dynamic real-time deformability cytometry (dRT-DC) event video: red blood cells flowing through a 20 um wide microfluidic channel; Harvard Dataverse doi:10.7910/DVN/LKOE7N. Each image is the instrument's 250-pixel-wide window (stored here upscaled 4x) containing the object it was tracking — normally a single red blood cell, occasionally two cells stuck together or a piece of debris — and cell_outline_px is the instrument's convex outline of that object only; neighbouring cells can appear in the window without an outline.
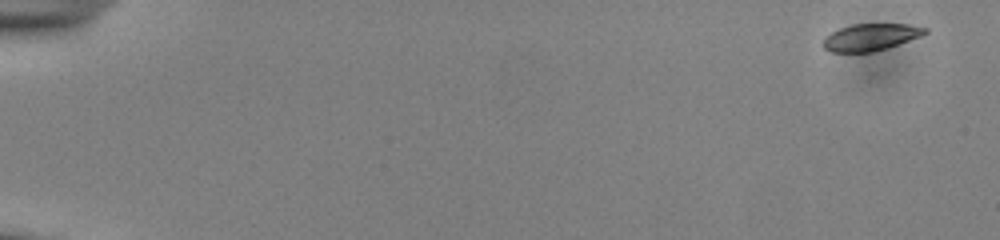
{"species": "common noctule bat (a hibernating species)", "species_latin": "Nyctalus noctula", "temperature_condition": "cold", "stored_images_in_passage": 54, "camera_frame_rate_fps": 3000, "um_per_image_px": 0.085, "animal": {"sex": "male", "body_mass_g": 13.0, "forearm_length_mm": 53.1}, "frame": {"image": 1, "passage_image": 1, "time_ms": 0.0, "image_size_px": [1000, 240], "cell_outline_px": [[928, 32], [920, 36], [872, 52], [832, 52], [824, 48], [820, 44], [832, 32], [840, 28], [852, 24], [908, 24], [928, 28]], "centroid_in_image_um": [73.98, 3.15], "position_along_channel_um": 11.0, "area_um2": 15.72}}
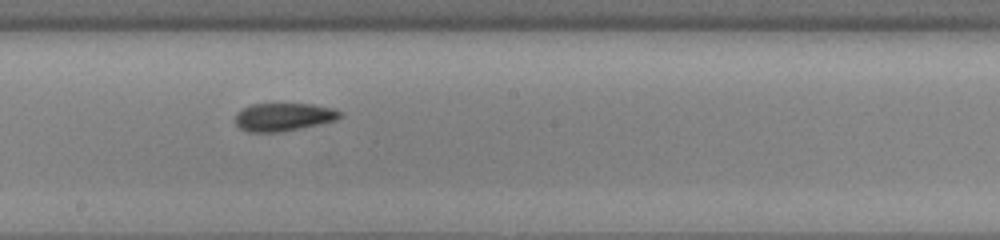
{"frame": {"image": 2, "passage_image": 31, "time_ms": 10.0, "image_size_px": [1000, 240], "cell_outline_px": [[344, 116], [336, 120], [320, 124], [280, 132], [248, 132], [240, 128], [236, 124], [236, 112], [252, 104], [312, 104], [332, 108], [344, 112]], "centroid_in_image_um": [24.14, 9.94], "position_along_channel_um": 224.1, "area_um2": 17.17}}
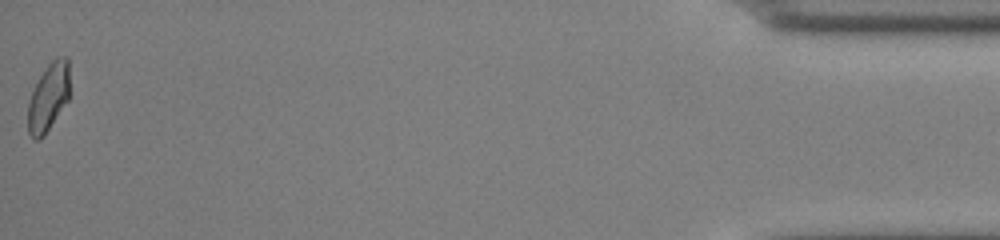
{"frame": {"image": 3, "passage_image": 54, "time_ms": 17.667, "image_size_px": [1000, 240], "cell_outline_px": [[68, 100], [44, 136], [40, 140], [32, 140], [28, 132], [28, 104], [32, 92], [40, 76], [48, 64], [56, 56], [68, 56]], "centroid_in_image_um": [4.1, 8.28], "position_along_channel_um": 431.1, "area_um2": 16.42}, "authors_computed_cell_mechanics": {"area_um2": 17.1088, "velocity_mm_per_s": 3.8265, "shape_relaxation_time_tau1_ms": 5.0366, "shape_relaxation_time_tau2_ms": 0.793, "deformation_change_tau1": 0.1224, "deformation_change_tau2": 0.0546}}